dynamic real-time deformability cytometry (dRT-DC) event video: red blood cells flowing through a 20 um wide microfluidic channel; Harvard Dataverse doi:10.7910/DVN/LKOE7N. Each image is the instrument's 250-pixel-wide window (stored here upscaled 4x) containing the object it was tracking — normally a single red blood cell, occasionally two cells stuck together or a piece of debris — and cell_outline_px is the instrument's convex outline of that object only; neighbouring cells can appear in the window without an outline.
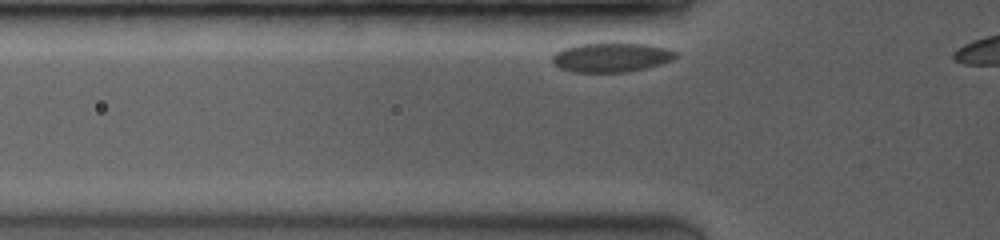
{"species": "common noctule bat (a hibernating species)", "species_latin": "Nyctalus noctula", "temperature_condition": "room temperature", "stored_images_in_passage": 9, "camera_frame_rate_fps": 3500, "um_per_image_px": 0.085, "animal": {"sex": "female", "body_mass_g": 19.0, "forearm_length_mm": 53.3}, "frame": {"image": 1, "passage_image": 2, "time_ms": 0.286, "image_size_px": [1000, 240], "cell_outline_px": [[680, 56], [672, 60], [660, 64], [628, 72], [572, 72], [560, 68], [552, 60], [552, 56], [556, 52], [564, 48], [580, 44], [616, 40], [648, 44], [668, 48], [680, 52]], "centroid_in_image_um": [52.04, 4.83], "position_along_channel_um": 73.8, "area_um2": 21.96}}
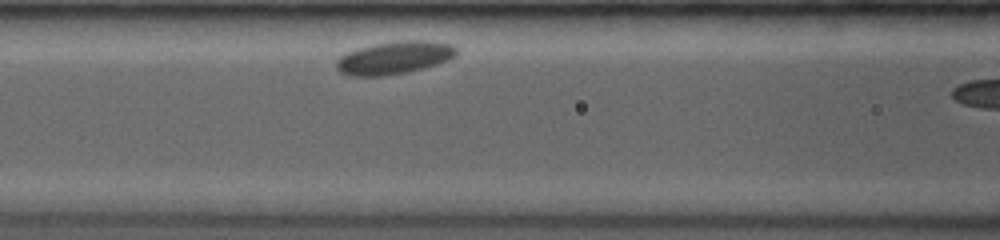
{"frame": {"image": 2, "passage_image": 8, "time_ms": 2.0, "image_size_px": [1000, 240], "cell_outline_px": [[456, 56], [448, 60], [424, 68], [384, 76], [352, 76], [340, 72], [336, 68], [336, 60], [340, 56], [356, 48], [372, 44], [404, 40], [428, 40], [452, 44], [456, 48]], "centroid_in_image_um": [33.5, 4.89], "position_along_channel_um": 133.1, "area_um2": 23.0}}